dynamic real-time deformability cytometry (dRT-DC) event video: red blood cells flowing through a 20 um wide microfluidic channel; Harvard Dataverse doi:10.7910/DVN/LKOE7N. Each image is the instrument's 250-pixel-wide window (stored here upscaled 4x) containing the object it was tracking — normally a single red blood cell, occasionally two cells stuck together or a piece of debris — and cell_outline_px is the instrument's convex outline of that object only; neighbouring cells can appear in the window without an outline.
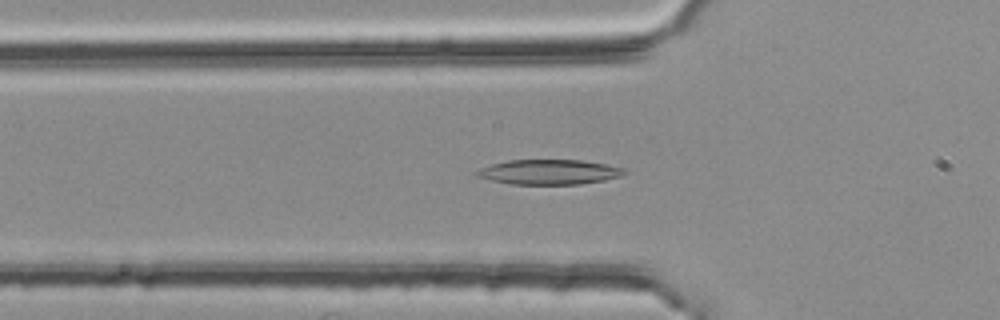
{"species": "common noctule bat (a hibernating species)", "species_latin": "Nyctalus noctula", "temperature_condition": "room temperature", "stored_images_in_passage": 54, "camera_frame_rate_fps": 3000, "um_per_image_px": 0.085, "animal": {"sex": "female", "body_mass_g": 25.1}, "frame": {"image": 1, "passage_image": 17, "time_ms": 5.333, "image_size_px": [1000, 320], "cell_outline_px": [[628, 172], [620, 176], [604, 180], [580, 184], [508, 184], [476, 176], [476, 172], [480, 168], [492, 164], [508, 160], [580, 160], [604, 164], [624, 168]], "centroid_in_image_um": [46.67, 14.62], "position_along_channel_um": 79.1, "area_um2": 21.27}}
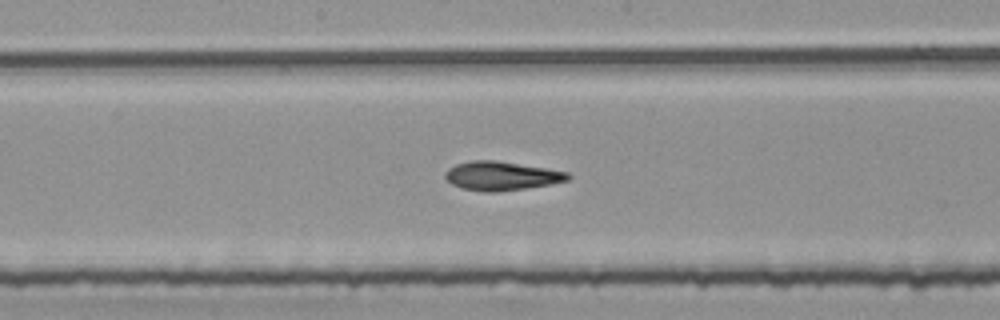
{"frame": {"image": 2, "passage_image": 27, "time_ms": 8.667, "image_size_px": [1000, 320], "cell_outline_px": [[572, 176], [568, 180], [548, 184], [524, 188], [496, 192], [484, 192], [460, 188], [452, 184], [444, 176], [444, 172], [448, 168], [456, 164], [472, 160], [492, 160], [544, 168], [568, 172]], "centroid_in_image_um": [42.57, 14.95], "position_along_channel_um": 205.6, "area_um2": 20.4}}
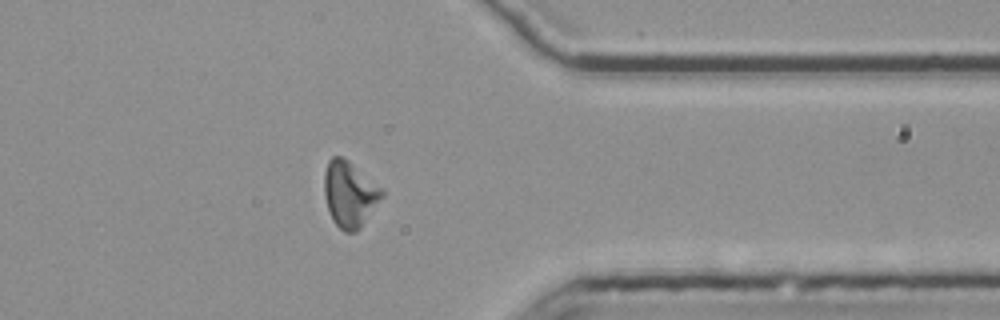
{"frame": {"image": 3, "passage_image": 42, "time_ms": 13.667, "image_size_px": [1000, 320], "cell_outline_px": [[384, 196], [360, 228], [356, 232], [344, 232], [332, 220], [324, 196], [324, 172], [328, 160], [332, 156], [340, 156], [384, 188]], "centroid_in_image_um": [29.72, 16.51], "position_along_channel_um": 381.7, "area_um2": 22.08}, "authors_computed_cell_mechanics": {"area_um2": 21.675, "velocity_mm_per_s": 3.7598, "shape_relaxation_time_tau1_ms": 4.6712, "shape_relaxation_time_tau2_ms": 4.1373, "deformation_change_tau1": 0.1524, "deformation_change_tau2": 0.1443}}